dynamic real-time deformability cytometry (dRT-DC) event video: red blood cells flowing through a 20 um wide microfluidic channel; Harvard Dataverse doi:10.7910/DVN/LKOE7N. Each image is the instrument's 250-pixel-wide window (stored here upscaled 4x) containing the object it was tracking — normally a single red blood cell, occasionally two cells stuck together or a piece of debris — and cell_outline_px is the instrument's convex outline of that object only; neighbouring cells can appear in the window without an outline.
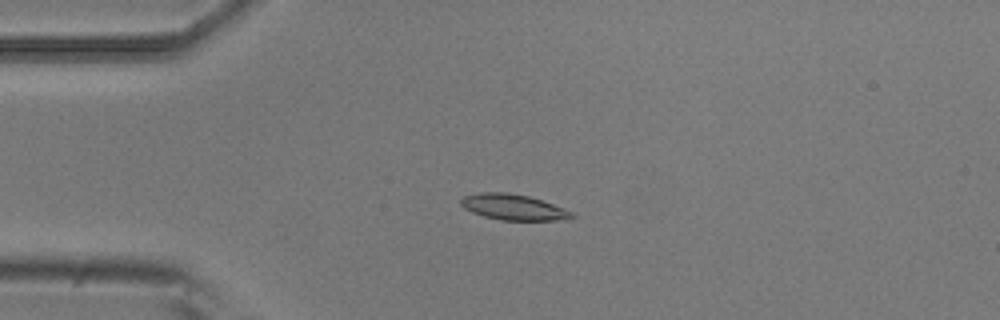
{"species": "common noctule bat (a hibernating species)", "species_latin": "Nyctalus noctula", "temperature_condition": "room temperature", "stored_images_in_passage": 6, "camera_frame_rate_fps": 3000, "um_per_image_px": 0.085, "animal": {"sex": "male", "body_mass_g": 20.5, "forearm_length_mm": 52.5}, "frame": {"image": 1, "passage_image": 4, "time_ms": 1.0, "image_size_px": [1000, 320], "cell_outline_px": [[576, 216], [556, 220], [500, 220], [484, 216], [472, 212], [464, 208], [460, 204], [460, 200], [464, 196], [480, 192], [508, 192], [528, 196], [564, 208], [572, 212]], "centroid_in_image_um": [43.59, 17.6], "position_along_channel_um": 41.4, "area_um2": 16.47}}
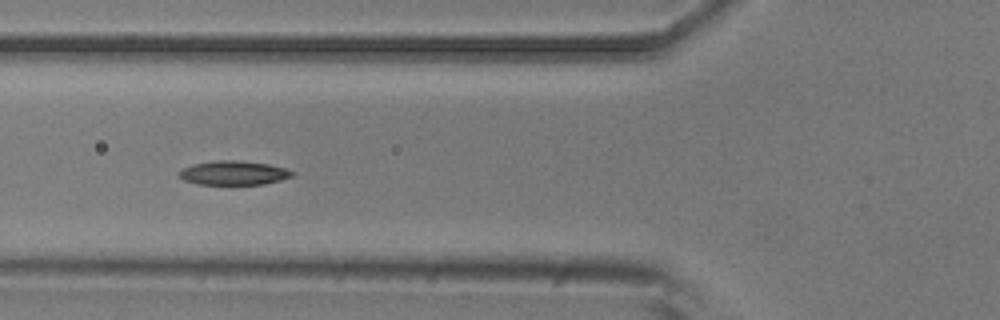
{"frame": {"image": 2, "passage_image": 6, "time_ms": 1.667, "image_size_px": [1000, 320], "cell_outline_px": [[296, 172], [292, 176], [280, 180], [264, 184], [200, 184], [184, 180], [180, 176], [180, 172], [184, 168], [192, 164], [216, 160], [232, 160], [268, 164], [284, 168]], "centroid_in_image_um": [19.88, 14.69], "position_along_channel_um": 105.9, "area_um2": 15.61}}